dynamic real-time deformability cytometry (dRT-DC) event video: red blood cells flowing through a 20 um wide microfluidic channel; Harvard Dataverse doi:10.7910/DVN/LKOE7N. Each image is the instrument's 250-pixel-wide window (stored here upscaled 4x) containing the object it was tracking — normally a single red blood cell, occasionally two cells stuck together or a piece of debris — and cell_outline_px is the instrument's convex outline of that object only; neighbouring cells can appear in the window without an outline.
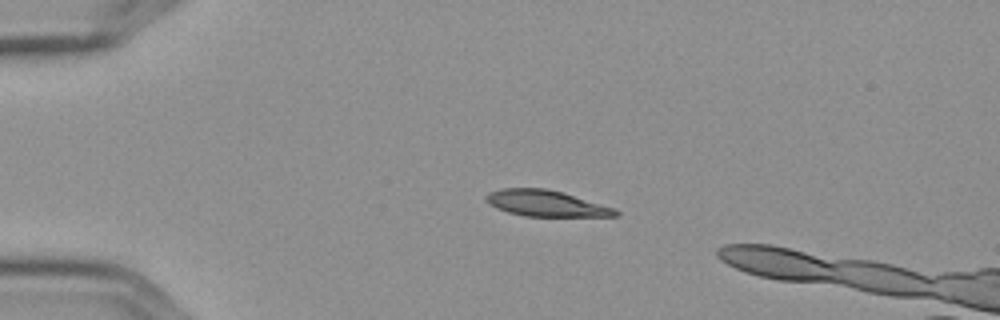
{"species": "Egyptian fruit bat (a non-hibernating species)", "species_latin": "Rousettus aegyptiacus", "temperature_condition": "cold", "stored_images_in_passage": 4, "camera_frame_rate_fps": 3000, "um_per_image_px": 0.085, "frame": {"image": 1, "passage_image": 3, "time_ms": 0.667, "image_size_px": [1000, 320], "cell_outline_px": [[620, 216], [524, 216], [508, 212], [496, 208], [488, 204], [484, 200], [484, 196], [488, 192], [500, 188], [544, 188], [560, 192], [616, 208], [620, 212]], "centroid_in_image_um": [46.36, 17.29], "position_along_channel_um": 38.6, "area_um2": 19.71}}